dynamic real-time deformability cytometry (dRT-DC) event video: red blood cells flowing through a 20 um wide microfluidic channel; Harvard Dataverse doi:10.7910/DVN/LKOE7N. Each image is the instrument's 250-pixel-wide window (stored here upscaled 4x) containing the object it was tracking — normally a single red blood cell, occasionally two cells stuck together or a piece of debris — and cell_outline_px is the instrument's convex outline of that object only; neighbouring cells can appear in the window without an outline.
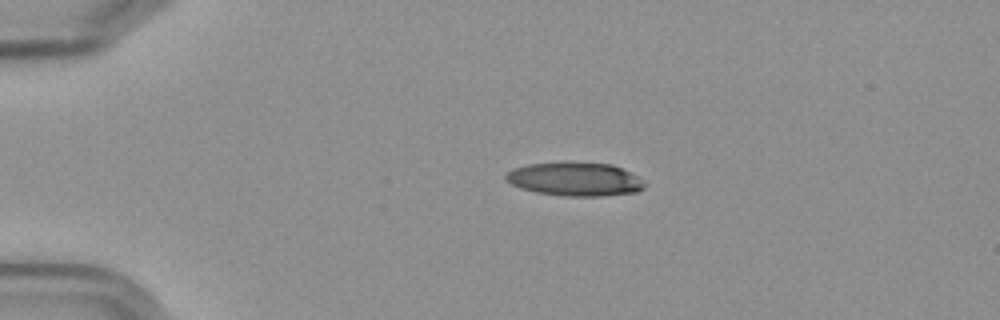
{"species": "Egyptian fruit bat (a non-hibernating species)", "species_latin": "Rousettus aegyptiacus", "temperature_condition": "cold", "stored_images_in_passage": 6, "camera_frame_rate_fps": 3000, "um_per_image_px": 0.085, "frame": {"image": 1, "passage_image": 2, "time_ms": 1.333, "image_size_px": [1000, 320], "cell_outline_px": [[644, 188], [636, 192], [600, 196], [564, 196], [536, 192], [520, 188], [512, 184], [504, 176], [504, 172], [512, 168], [528, 164], [612, 164], [636, 176], [644, 184]], "centroid_in_image_um": [48.82, 15.26], "position_along_channel_um": 36.2, "area_um2": 26.36}}
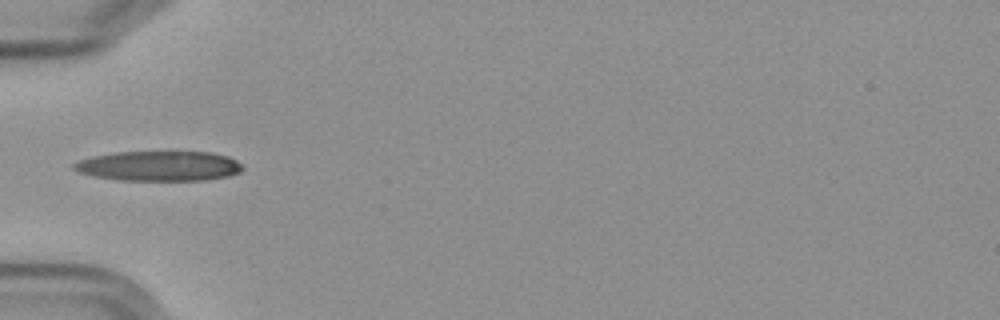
{"frame": {"image": 2, "passage_image": 4, "time_ms": 3.667, "image_size_px": [1000, 320], "cell_outline_px": [[244, 168], [240, 172], [228, 176], [204, 180], [120, 180], [92, 176], [80, 172], [72, 168], [72, 164], [80, 160], [96, 156], [116, 152], [212, 152], [228, 156], [244, 164]], "centroid_in_image_um": [13.57, 14.11], "position_along_channel_um": 71.4, "area_um2": 29.42}}
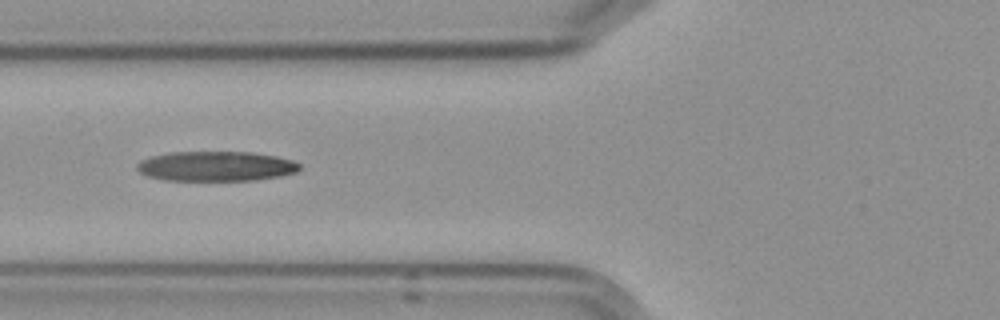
{"frame": {"image": 3, "passage_image": 5, "time_ms": 4.667, "image_size_px": [1000, 320], "cell_outline_px": [[300, 168], [296, 172], [280, 176], [252, 180], [164, 180], [148, 176], [140, 172], [136, 168], [136, 164], [140, 160], [152, 156], [168, 152], [252, 152], [276, 156], [292, 160], [300, 164]], "centroid_in_image_um": [18.34, 14.12], "position_along_channel_um": 107.5, "area_um2": 28.26}}